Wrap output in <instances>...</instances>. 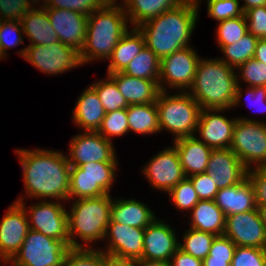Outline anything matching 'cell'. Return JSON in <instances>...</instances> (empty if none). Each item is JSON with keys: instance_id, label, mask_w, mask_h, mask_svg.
Here are the masks:
<instances>
[{"instance_id": "35", "label": "cell", "mask_w": 266, "mask_h": 266, "mask_svg": "<svg viewBox=\"0 0 266 266\" xmlns=\"http://www.w3.org/2000/svg\"><path fill=\"white\" fill-rule=\"evenodd\" d=\"M216 235L197 229H186L182 235L179 248L195 258L204 260L210 251Z\"/></svg>"}, {"instance_id": "51", "label": "cell", "mask_w": 266, "mask_h": 266, "mask_svg": "<svg viewBox=\"0 0 266 266\" xmlns=\"http://www.w3.org/2000/svg\"><path fill=\"white\" fill-rule=\"evenodd\" d=\"M171 266H203V260L193 257L180 248L170 260Z\"/></svg>"}, {"instance_id": "8", "label": "cell", "mask_w": 266, "mask_h": 266, "mask_svg": "<svg viewBox=\"0 0 266 266\" xmlns=\"http://www.w3.org/2000/svg\"><path fill=\"white\" fill-rule=\"evenodd\" d=\"M229 149L248 170L266 167V122L238 116Z\"/></svg>"}, {"instance_id": "13", "label": "cell", "mask_w": 266, "mask_h": 266, "mask_svg": "<svg viewBox=\"0 0 266 266\" xmlns=\"http://www.w3.org/2000/svg\"><path fill=\"white\" fill-rule=\"evenodd\" d=\"M173 146L157 152L142 168V174L153 189L168 193L186 176L179 155Z\"/></svg>"}, {"instance_id": "33", "label": "cell", "mask_w": 266, "mask_h": 266, "mask_svg": "<svg viewBox=\"0 0 266 266\" xmlns=\"http://www.w3.org/2000/svg\"><path fill=\"white\" fill-rule=\"evenodd\" d=\"M258 38L250 32L245 34L238 42L230 45H218L223 57L219 58L230 67L237 69L250 58H253Z\"/></svg>"}, {"instance_id": "40", "label": "cell", "mask_w": 266, "mask_h": 266, "mask_svg": "<svg viewBox=\"0 0 266 266\" xmlns=\"http://www.w3.org/2000/svg\"><path fill=\"white\" fill-rule=\"evenodd\" d=\"M178 211H191L200 200L191 180L185 177L168 193Z\"/></svg>"}, {"instance_id": "27", "label": "cell", "mask_w": 266, "mask_h": 266, "mask_svg": "<svg viewBox=\"0 0 266 266\" xmlns=\"http://www.w3.org/2000/svg\"><path fill=\"white\" fill-rule=\"evenodd\" d=\"M24 35L29 45H50L58 42V36L53 29L47 11L43 7H33L21 19Z\"/></svg>"}, {"instance_id": "42", "label": "cell", "mask_w": 266, "mask_h": 266, "mask_svg": "<svg viewBox=\"0 0 266 266\" xmlns=\"http://www.w3.org/2000/svg\"><path fill=\"white\" fill-rule=\"evenodd\" d=\"M63 266H104V252L99 248H72Z\"/></svg>"}, {"instance_id": "24", "label": "cell", "mask_w": 266, "mask_h": 266, "mask_svg": "<svg viewBox=\"0 0 266 266\" xmlns=\"http://www.w3.org/2000/svg\"><path fill=\"white\" fill-rule=\"evenodd\" d=\"M125 98L128 105L155 103L160 92L158 80L128 76L122 72L108 74Z\"/></svg>"}, {"instance_id": "1", "label": "cell", "mask_w": 266, "mask_h": 266, "mask_svg": "<svg viewBox=\"0 0 266 266\" xmlns=\"http://www.w3.org/2000/svg\"><path fill=\"white\" fill-rule=\"evenodd\" d=\"M22 167L25 189L15 202L24 201V197L46 201L69 200L70 164L66 154L50 149H16Z\"/></svg>"}, {"instance_id": "44", "label": "cell", "mask_w": 266, "mask_h": 266, "mask_svg": "<svg viewBox=\"0 0 266 266\" xmlns=\"http://www.w3.org/2000/svg\"><path fill=\"white\" fill-rule=\"evenodd\" d=\"M242 85H237L234 104L232 108L240 106L241 100L245 99L246 104L251 106L252 110H256L258 113H266V87H247L246 86V97L244 98V92L241 88ZM243 98V99H242ZM256 105V106H255ZM256 112V113H257Z\"/></svg>"}, {"instance_id": "54", "label": "cell", "mask_w": 266, "mask_h": 266, "mask_svg": "<svg viewBox=\"0 0 266 266\" xmlns=\"http://www.w3.org/2000/svg\"><path fill=\"white\" fill-rule=\"evenodd\" d=\"M242 2H244V4L241 5L244 13L251 8L266 5V0H243Z\"/></svg>"}, {"instance_id": "56", "label": "cell", "mask_w": 266, "mask_h": 266, "mask_svg": "<svg viewBox=\"0 0 266 266\" xmlns=\"http://www.w3.org/2000/svg\"><path fill=\"white\" fill-rule=\"evenodd\" d=\"M256 206H257L260 219L262 220L266 228V205H256Z\"/></svg>"}, {"instance_id": "2", "label": "cell", "mask_w": 266, "mask_h": 266, "mask_svg": "<svg viewBox=\"0 0 266 266\" xmlns=\"http://www.w3.org/2000/svg\"><path fill=\"white\" fill-rule=\"evenodd\" d=\"M198 18L199 8L186 1L137 28L144 36L145 45L161 60L177 50L191 46L189 42Z\"/></svg>"}, {"instance_id": "46", "label": "cell", "mask_w": 266, "mask_h": 266, "mask_svg": "<svg viewBox=\"0 0 266 266\" xmlns=\"http://www.w3.org/2000/svg\"><path fill=\"white\" fill-rule=\"evenodd\" d=\"M231 266H266V249L237 246Z\"/></svg>"}, {"instance_id": "19", "label": "cell", "mask_w": 266, "mask_h": 266, "mask_svg": "<svg viewBox=\"0 0 266 266\" xmlns=\"http://www.w3.org/2000/svg\"><path fill=\"white\" fill-rule=\"evenodd\" d=\"M165 220L156 218L145 228L141 259L170 262L179 249L180 239L176 236V230Z\"/></svg>"}, {"instance_id": "43", "label": "cell", "mask_w": 266, "mask_h": 266, "mask_svg": "<svg viewBox=\"0 0 266 266\" xmlns=\"http://www.w3.org/2000/svg\"><path fill=\"white\" fill-rule=\"evenodd\" d=\"M207 15L220 22L244 14L239 0H207Z\"/></svg>"}, {"instance_id": "30", "label": "cell", "mask_w": 266, "mask_h": 266, "mask_svg": "<svg viewBox=\"0 0 266 266\" xmlns=\"http://www.w3.org/2000/svg\"><path fill=\"white\" fill-rule=\"evenodd\" d=\"M120 39L107 60V74L122 72L145 46V39L138 28H130Z\"/></svg>"}, {"instance_id": "25", "label": "cell", "mask_w": 266, "mask_h": 266, "mask_svg": "<svg viewBox=\"0 0 266 266\" xmlns=\"http://www.w3.org/2000/svg\"><path fill=\"white\" fill-rule=\"evenodd\" d=\"M72 113L73 124L91 132L99 130L106 114L98 94L91 86H87L80 94Z\"/></svg>"}, {"instance_id": "23", "label": "cell", "mask_w": 266, "mask_h": 266, "mask_svg": "<svg viewBox=\"0 0 266 266\" xmlns=\"http://www.w3.org/2000/svg\"><path fill=\"white\" fill-rule=\"evenodd\" d=\"M179 155L180 164L186 177L204 173L212 149L195 135L172 141Z\"/></svg>"}, {"instance_id": "47", "label": "cell", "mask_w": 266, "mask_h": 266, "mask_svg": "<svg viewBox=\"0 0 266 266\" xmlns=\"http://www.w3.org/2000/svg\"><path fill=\"white\" fill-rule=\"evenodd\" d=\"M32 8L29 0H0V17L4 21H21Z\"/></svg>"}, {"instance_id": "10", "label": "cell", "mask_w": 266, "mask_h": 266, "mask_svg": "<svg viewBox=\"0 0 266 266\" xmlns=\"http://www.w3.org/2000/svg\"><path fill=\"white\" fill-rule=\"evenodd\" d=\"M21 58L46 75L64 74L83 65L80 52L60 41L46 45H28L18 51Z\"/></svg>"}, {"instance_id": "20", "label": "cell", "mask_w": 266, "mask_h": 266, "mask_svg": "<svg viewBox=\"0 0 266 266\" xmlns=\"http://www.w3.org/2000/svg\"><path fill=\"white\" fill-rule=\"evenodd\" d=\"M49 21L62 44L76 48L79 52L84 46L88 16L73 10L44 8Z\"/></svg>"}, {"instance_id": "17", "label": "cell", "mask_w": 266, "mask_h": 266, "mask_svg": "<svg viewBox=\"0 0 266 266\" xmlns=\"http://www.w3.org/2000/svg\"><path fill=\"white\" fill-rule=\"evenodd\" d=\"M29 230L25 209L14 201L0 221V262H3L1 266H6L19 251Z\"/></svg>"}, {"instance_id": "22", "label": "cell", "mask_w": 266, "mask_h": 266, "mask_svg": "<svg viewBox=\"0 0 266 266\" xmlns=\"http://www.w3.org/2000/svg\"><path fill=\"white\" fill-rule=\"evenodd\" d=\"M214 201L225 216L257 208L254 189L247 177L238 184L219 189Z\"/></svg>"}, {"instance_id": "11", "label": "cell", "mask_w": 266, "mask_h": 266, "mask_svg": "<svg viewBox=\"0 0 266 266\" xmlns=\"http://www.w3.org/2000/svg\"><path fill=\"white\" fill-rule=\"evenodd\" d=\"M200 58L192 46L163 57L158 80L160 91H168L167 89L171 88L179 92H188L193 84Z\"/></svg>"}, {"instance_id": "18", "label": "cell", "mask_w": 266, "mask_h": 266, "mask_svg": "<svg viewBox=\"0 0 266 266\" xmlns=\"http://www.w3.org/2000/svg\"><path fill=\"white\" fill-rule=\"evenodd\" d=\"M145 229L122 225L110 220L103 242L105 248L99 250L118 257L139 260L142 258Z\"/></svg>"}, {"instance_id": "34", "label": "cell", "mask_w": 266, "mask_h": 266, "mask_svg": "<svg viewBox=\"0 0 266 266\" xmlns=\"http://www.w3.org/2000/svg\"><path fill=\"white\" fill-rule=\"evenodd\" d=\"M90 86L98 94L105 113L128 108L129 105L120 93L116 82L108 74L105 79H98V81L92 82Z\"/></svg>"}, {"instance_id": "53", "label": "cell", "mask_w": 266, "mask_h": 266, "mask_svg": "<svg viewBox=\"0 0 266 266\" xmlns=\"http://www.w3.org/2000/svg\"><path fill=\"white\" fill-rule=\"evenodd\" d=\"M253 58L266 64V38L258 39Z\"/></svg>"}, {"instance_id": "57", "label": "cell", "mask_w": 266, "mask_h": 266, "mask_svg": "<svg viewBox=\"0 0 266 266\" xmlns=\"http://www.w3.org/2000/svg\"><path fill=\"white\" fill-rule=\"evenodd\" d=\"M29 2L32 4L33 7H39V5H41V7H44L47 3V0H29Z\"/></svg>"}, {"instance_id": "48", "label": "cell", "mask_w": 266, "mask_h": 266, "mask_svg": "<svg viewBox=\"0 0 266 266\" xmlns=\"http://www.w3.org/2000/svg\"><path fill=\"white\" fill-rule=\"evenodd\" d=\"M248 32L258 39L266 38V5L254 7L244 13Z\"/></svg>"}, {"instance_id": "52", "label": "cell", "mask_w": 266, "mask_h": 266, "mask_svg": "<svg viewBox=\"0 0 266 266\" xmlns=\"http://www.w3.org/2000/svg\"><path fill=\"white\" fill-rule=\"evenodd\" d=\"M104 266H138V260L104 253Z\"/></svg>"}, {"instance_id": "60", "label": "cell", "mask_w": 266, "mask_h": 266, "mask_svg": "<svg viewBox=\"0 0 266 266\" xmlns=\"http://www.w3.org/2000/svg\"><path fill=\"white\" fill-rule=\"evenodd\" d=\"M4 20L0 17V27H1V24Z\"/></svg>"}, {"instance_id": "14", "label": "cell", "mask_w": 266, "mask_h": 266, "mask_svg": "<svg viewBox=\"0 0 266 266\" xmlns=\"http://www.w3.org/2000/svg\"><path fill=\"white\" fill-rule=\"evenodd\" d=\"M114 144L98 132L82 131L70 139L69 152L66 153L70 166L86 163L118 161Z\"/></svg>"}, {"instance_id": "49", "label": "cell", "mask_w": 266, "mask_h": 266, "mask_svg": "<svg viewBox=\"0 0 266 266\" xmlns=\"http://www.w3.org/2000/svg\"><path fill=\"white\" fill-rule=\"evenodd\" d=\"M200 200H214L216 193L219 191L213 178H210L207 172L194 174L188 177Z\"/></svg>"}, {"instance_id": "16", "label": "cell", "mask_w": 266, "mask_h": 266, "mask_svg": "<svg viewBox=\"0 0 266 266\" xmlns=\"http://www.w3.org/2000/svg\"><path fill=\"white\" fill-rule=\"evenodd\" d=\"M224 235L236 246L266 249V228L257 208L226 216Z\"/></svg>"}, {"instance_id": "58", "label": "cell", "mask_w": 266, "mask_h": 266, "mask_svg": "<svg viewBox=\"0 0 266 266\" xmlns=\"http://www.w3.org/2000/svg\"><path fill=\"white\" fill-rule=\"evenodd\" d=\"M187 2H189L192 6L196 7V8H201V2L203 0H186Z\"/></svg>"}, {"instance_id": "55", "label": "cell", "mask_w": 266, "mask_h": 266, "mask_svg": "<svg viewBox=\"0 0 266 266\" xmlns=\"http://www.w3.org/2000/svg\"><path fill=\"white\" fill-rule=\"evenodd\" d=\"M138 266H171L170 262L154 261V260H138Z\"/></svg>"}, {"instance_id": "6", "label": "cell", "mask_w": 266, "mask_h": 266, "mask_svg": "<svg viewBox=\"0 0 266 266\" xmlns=\"http://www.w3.org/2000/svg\"><path fill=\"white\" fill-rule=\"evenodd\" d=\"M160 91L156 106L158 109L160 133L165 130L173 140L194 136L197 130L201 107L188 92Z\"/></svg>"}, {"instance_id": "3", "label": "cell", "mask_w": 266, "mask_h": 266, "mask_svg": "<svg viewBox=\"0 0 266 266\" xmlns=\"http://www.w3.org/2000/svg\"><path fill=\"white\" fill-rule=\"evenodd\" d=\"M122 4L107 2L88 16L87 32L80 58L84 64L108 60L120 39L129 30Z\"/></svg>"}, {"instance_id": "5", "label": "cell", "mask_w": 266, "mask_h": 266, "mask_svg": "<svg viewBox=\"0 0 266 266\" xmlns=\"http://www.w3.org/2000/svg\"><path fill=\"white\" fill-rule=\"evenodd\" d=\"M69 201L70 203L73 201L67 212L70 247L95 248L91 243L104 240L111 220L113 197L111 194H106ZM76 238L82 242L80 243Z\"/></svg>"}, {"instance_id": "26", "label": "cell", "mask_w": 266, "mask_h": 266, "mask_svg": "<svg viewBox=\"0 0 266 266\" xmlns=\"http://www.w3.org/2000/svg\"><path fill=\"white\" fill-rule=\"evenodd\" d=\"M145 203L136 199L113 198L111 220L122 225L145 229L157 217Z\"/></svg>"}, {"instance_id": "28", "label": "cell", "mask_w": 266, "mask_h": 266, "mask_svg": "<svg viewBox=\"0 0 266 266\" xmlns=\"http://www.w3.org/2000/svg\"><path fill=\"white\" fill-rule=\"evenodd\" d=\"M186 0H122V6L132 28L182 5Z\"/></svg>"}, {"instance_id": "50", "label": "cell", "mask_w": 266, "mask_h": 266, "mask_svg": "<svg viewBox=\"0 0 266 266\" xmlns=\"http://www.w3.org/2000/svg\"><path fill=\"white\" fill-rule=\"evenodd\" d=\"M247 179L254 189L256 205H266V167L249 169Z\"/></svg>"}, {"instance_id": "59", "label": "cell", "mask_w": 266, "mask_h": 266, "mask_svg": "<svg viewBox=\"0 0 266 266\" xmlns=\"http://www.w3.org/2000/svg\"><path fill=\"white\" fill-rule=\"evenodd\" d=\"M107 2H112V3H116V1H117V3H119V1L118 0H106ZM120 2H122V0H120Z\"/></svg>"}, {"instance_id": "29", "label": "cell", "mask_w": 266, "mask_h": 266, "mask_svg": "<svg viewBox=\"0 0 266 266\" xmlns=\"http://www.w3.org/2000/svg\"><path fill=\"white\" fill-rule=\"evenodd\" d=\"M189 214V228L216 236L224 234L226 216L214 200H199Z\"/></svg>"}, {"instance_id": "7", "label": "cell", "mask_w": 266, "mask_h": 266, "mask_svg": "<svg viewBox=\"0 0 266 266\" xmlns=\"http://www.w3.org/2000/svg\"><path fill=\"white\" fill-rule=\"evenodd\" d=\"M118 164V161H103L70 166L69 200L110 194Z\"/></svg>"}, {"instance_id": "41", "label": "cell", "mask_w": 266, "mask_h": 266, "mask_svg": "<svg viewBox=\"0 0 266 266\" xmlns=\"http://www.w3.org/2000/svg\"><path fill=\"white\" fill-rule=\"evenodd\" d=\"M24 32L20 21H3L0 27V61L5 59L8 50L24 43Z\"/></svg>"}, {"instance_id": "37", "label": "cell", "mask_w": 266, "mask_h": 266, "mask_svg": "<svg viewBox=\"0 0 266 266\" xmlns=\"http://www.w3.org/2000/svg\"><path fill=\"white\" fill-rule=\"evenodd\" d=\"M216 41L218 45H230L238 42L248 33V25L245 15L240 17L222 20L216 27Z\"/></svg>"}, {"instance_id": "4", "label": "cell", "mask_w": 266, "mask_h": 266, "mask_svg": "<svg viewBox=\"0 0 266 266\" xmlns=\"http://www.w3.org/2000/svg\"><path fill=\"white\" fill-rule=\"evenodd\" d=\"M236 69L217 58H200L188 93L201 109L232 110L237 88Z\"/></svg>"}, {"instance_id": "12", "label": "cell", "mask_w": 266, "mask_h": 266, "mask_svg": "<svg viewBox=\"0 0 266 266\" xmlns=\"http://www.w3.org/2000/svg\"><path fill=\"white\" fill-rule=\"evenodd\" d=\"M18 203L25 209L30 230L55 240H69L68 210L61 201L39 200L30 207H26L25 200Z\"/></svg>"}, {"instance_id": "38", "label": "cell", "mask_w": 266, "mask_h": 266, "mask_svg": "<svg viewBox=\"0 0 266 266\" xmlns=\"http://www.w3.org/2000/svg\"><path fill=\"white\" fill-rule=\"evenodd\" d=\"M97 132L112 143L113 137H121L129 133L126 109L106 113Z\"/></svg>"}, {"instance_id": "15", "label": "cell", "mask_w": 266, "mask_h": 266, "mask_svg": "<svg viewBox=\"0 0 266 266\" xmlns=\"http://www.w3.org/2000/svg\"><path fill=\"white\" fill-rule=\"evenodd\" d=\"M226 111L201 109L195 136L212 150L230 148L237 118L226 117Z\"/></svg>"}, {"instance_id": "32", "label": "cell", "mask_w": 266, "mask_h": 266, "mask_svg": "<svg viewBox=\"0 0 266 266\" xmlns=\"http://www.w3.org/2000/svg\"><path fill=\"white\" fill-rule=\"evenodd\" d=\"M160 62L159 57L145 45L122 73L136 78L159 80Z\"/></svg>"}, {"instance_id": "36", "label": "cell", "mask_w": 266, "mask_h": 266, "mask_svg": "<svg viewBox=\"0 0 266 266\" xmlns=\"http://www.w3.org/2000/svg\"><path fill=\"white\" fill-rule=\"evenodd\" d=\"M236 247L224 234L215 236L203 266H231Z\"/></svg>"}, {"instance_id": "45", "label": "cell", "mask_w": 266, "mask_h": 266, "mask_svg": "<svg viewBox=\"0 0 266 266\" xmlns=\"http://www.w3.org/2000/svg\"><path fill=\"white\" fill-rule=\"evenodd\" d=\"M106 3V0H47L43 8L73 10L89 16L94 11L101 9Z\"/></svg>"}, {"instance_id": "9", "label": "cell", "mask_w": 266, "mask_h": 266, "mask_svg": "<svg viewBox=\"0 0 266 266\" xmlns=\"http://www.w3.org/2000/svg\"><path fill=\"white\" fill-rule=\"evenodd\" d=\"M70 240H55L41 232L29 230L19 251L8 266H63L71 250Z\"/></svg>"}, {"instance_id": "39", "label": "cell", "mask_w": 266, "mask_h": 266, "mask_svg": "<svg viewBox=\"0 0 266 266\" xmlns=\"http://www.w3.org/2000/svg\"><path fill=\"white\" fill-rule=\"evenodd\" d=\"M239 71V72H237ZM237 84L241 81L248 87H266V64L255 58H250L236 69Z\"/></svg>"}, {"instance_id": "21", "label": "cell", "mask_w": 266, "mask_h": 266, "mask_svg": "<svg viewBox=\"0 0 266 266\" xmlns=\"http://www.w3.org/2000/svg\"><path fill=\"white\" fill-rule=\"evenodd\" d=\"M247 171L237 155L228 148L211 151L205 172L221 189L242 182L247 177Z\"/></svg>"}, {"instance_id": "31", "label": "cell", "mask_w": 266, "mask_h": 266, "mask_svg": "<svg viewBox=\"0 0 266 266\" xmlns=\"http://www.w3.org/2000/svg\"><path fill=\"white\" fill-rule=\"evenodd\" d=\"M126 111L129 132L141 135L160 133L156 103L129 105Z\"/></svg>"}]
</instances>
